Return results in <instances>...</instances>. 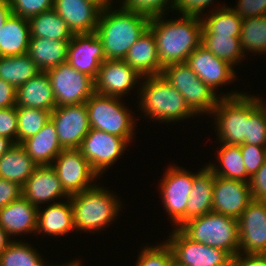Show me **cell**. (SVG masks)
Segmentation results:
<instances>
[{"mask_svg": "<svg viewBox=\"0 0 266 266\" xmlns=\"http://www.w3.org/2000/svg\"><path fill=\"white\" fill-rule=\"evenodd\" d=\"M166 15L150 19L149 29L155 36L157 54L162 67L186 62L188 56L201 45L202 22L198 16L179 14L167 19ZM180 16V17H179Z\"/></svg>", "mask_w": 266, "mask_h": 266, "instance_id": "1", "label": "cell"}, {"mask_svg": "<svg viewBox=\"0 0 266 266\" xmlns=\"http://www.w3.org/2000/svg\"><path fill=\"white\" fill-rule=\"evenodd\" d=\"M101 11L95 33L106 59L123 60L130 47L149 28L150 18L122 7Z\"/></svg>", "mask_w": 266, "mask_h": 266, "instance_id": "2", "label": "cell"}, {"mask_svg": "<svg viewBox=\"0 0 266 266\" xmlns=\"http://www.w3.org/2000/svg\"><path fill=\"white\" fill-rule=\"evenodd\" d=\"M137 90V103L142 115L165 124L184 121L197 116L186 104L184 97L163 76L142 77ZM140 91V92H139Z\"/></svg>", "mask_w": 266, "mask_h": 266, "instance_id": "3", "label": "cell"}, {"mask_svg": "<svg viewBox=\"0 0 266 266\" xmlns=\"http://www.w3.org/2000/svg\"><path fill=\"white\" fill-rule=\"evenodd\" d=\"M75 232H102L122 211V201L97 183L94 187L70 197Z\"/></svg>", "mask_w": 266, "mask_h": 266, "instance_id": "4", "label": "cell"}, {"mask_svg": "<svg viewBox=\"0 0 266 266\" xmlns=\"http://www.w3.org/2000/svg\"><path fill=\"white\" fill-rule=\"evenodd\" d=\"M161 75L185 99L189 108L197 115H211L221 97H235L243 92L215 93L199 79L186 62L169 64L162 68Z\"/></svg>", "mask_w": 266, "mask_h": 266, "instance_id": "5", "label": "cell"}, {"mask_svg": "<svg viewBox=\"0 0 266 266\" xmlns=\"http://www.w3.org/2000/svg\"><path fill=\"white\" fill-rule=\"evenodd\" d=\"M191 240L228 252L234 259L239 255L238 220L209 212L189 220L179 228Z\"/></svg>", "mask_w": 266, "mask_h": 266, "instance_id": "6", "label": "cell"}, {"mask_svg": "<svg viewBox=\"0 0 266 266\" xmlns=\"http://www.w3.org/2000/svg\"><path fill=\"white\" fill-rule=\"evenodd\" d=\"M123 98L102 95L94 92L85 102L90 128L105 131L111 135L125 138L129 143L136 137L134 115L126 107ZM136 119V120H135Z\"/></svg>", "mask_w": 266, "mask_h": 266, "instance_id": "7", "label": "cell"}, {"mask_svg": "<svg viewBox=\"0 0 266 266\" xmlns=\"http://www.w3.org/2000/svg\"><path fill=\"white\" fill-rule=\"evenodd\" d=\"M210 116L219 144H243L248 138V93L221 97Z\"/></svg>", "mask_w": 266, "mask_h": 266, "instance_id": "8", "label": "cell"}, {"mask_svg": "<svg viewBox=\"0 0 266 266\" xmlns=\"http://www.w3.org/2000/svg\"><path fill=\"white\" fill-rule=\"evenodd\" d=\"M169 234L165 242L171 249L175 266H229L234 261L228 252L195 242L179 228H172Z\"/></svg>", "mask_w": 266, "mask_h": 266, "instance_id": "9", "label": "cell"}, {"mask_svg": "<svg viewBox=\"0 0 266 266\" xmlns=\"http://www.w3.org/2000/svg\"><path fill=\"white\" fill-rule=\"evenodd\" d=\"M159 188L163 208L168 212L173 228H180L186 223V205L193 187V173L185 168L170 164L163 172Z\"/></svg>", "mask_w": 266, "mask_h": 266, "instance_id": "10", "label": "cell"}, {"mask_svg": "<svg viewBox=\"0 0 266 266\" xmlns=\"http://www.w3.org/2000/svg\"><path fill=\"white\" fill-rule=\"evenodd\" d=\"M54 92L56 107L85 103L95 92V81L68 62L45 71Z\"/></svg>", "mask_w": 266, "mask_h": 266, "instance_id": "11", "label": "cell"}, {"mask_svg": "<svg viewBox=\"0 0 266 266\" xmlns=\"http://www.w3.org/2000/svg\"><path fill=\"white\" fill-rule=\"evenodd\" d=\"M51 166L69 196L94 187L100 179L78 148L63 149Z\"/></svg>", "mask_w": 266, "mask_h": 266, "instance_id": "12", "label": "cell"}, {"mask_svg": "<svg viewBox=\"0 0 266 266\" xmlns=\"http://www.w3.org/2000/svg\"><path fill=\"white\" fill-rule=\"evenodd\" d=\"M129 145L125 138L90 128L78 149L92 169L102 177L105 170H109L118 159L120 160Z\"/></svg>", "mask_w": 266, "mask_h": 266, "instance_id": "13", "label": "cell"}, {"mask_svg": "<svg viewBox=\"0 0 266 266\" xmlns=\"http://www.w3.org/2000/svg\"><path fill=\"white\" fill-rule=\"evenodd\" d=\"M50 120L64 149L79 148L90 130L86 103L56 107L50 114Z\"/></svg>", "mask_w": 266, "mask_h": 266, "instance_id": "14", "label": "cell"}, {"mask_svg": "<svg viewBox=\"0 0 266 266\" xmlns=\"http://www.w3.org/2000/svg\"><path fill=\"white\" fill-rule=\"evenodd\" d=\"M237 220L239 254L256 255L266 250V201L252 200Z\"/></svg>", "mask_w": 266, "mask_h": 266, "instance_id": "15", "label": "cell"}, {"mask_svg": "<svg viewBox=\"0 0 266 266\" xmlns=\"http://www.w3.org/2000/svg\"><path fill=\"white\" fill-rule=\"evenodd\" d=\"M141 79L142 76L124 60L106 59L101 63L98 75L94 80L95 92L125 98V95L132 93L133 88H137V84L139 89Z\"/></svg>", "mask_w": 266, "mask_h": 266, "instance_id": "16", "label": "cell"}, {"mask_svg": "<svg viewBox=\"0 0 266 266\" xmlns=\"http://www.w3.org/2000/svg\"><path fill=\"white\" fill-rule=\"evenodd\" d=\"M253 200L249 182L215 175L212 211L238 219Z\"/></svg>", "mask_w": 266, "mask_h": 266, "instance_id": "17", "label": "cell"}, {"mask_svg": "<svg viewBox=\"0 0 266 266\" xmlns=\"http://www.w3.org/2000/svg\"><path fill=\"white\" fill-rule=\"evenodd\" d=\"M186 63L195 72L201 81L208 85L215 93L223 85H230L237 80L234 68L227 62L219 59L204 46H198L189 56Z\"/></svg>", "mask_w": 266, "mask_h": 266, "instance_id": "18", "label": "cell"}, {"mask_svg": "<svg viewBox=\"0 0 266 266\" xmlns=\"http://www.w3.org/2000/svg\"><path fill=\"white\" fill-rule=\"evenodd\" d=\"M105 60L102 42L95 32L73 34L68 45L67 62L74 69L95 80Z\"/></svg>", "mask_w": 266, "mask_h": 266, "instance_id": "19", "label": "cell"}, {"mask_svg": "<svg viewBox=\"0 0 266 266\" xmlns=\"http://www.w3.org/2000/svg\"><path fill=\"white\" fill-rule=\"evenodd\" d=\"M22 196L35 207L61 202L70 196L63 189L55 169L51 165L38 166L22 186ZM61 198V199H60Z\"/></svg>", "mask_w": 266, "mask_h": 266, "instance_id": "20", "label": "cell"}, {"mask_svg": "<svg viewBox=\"0 0 266 266\" xmlns=\"http://www.w3.org/2000/svg\"><path fill=\"white\" fill-rule=\"evenodd\" d=\"M53 10L73 34L95 32L101 10L87 0H54Z\"/></svg>", "mask_w": 266, "mask_h": 266, "instance_id": "21", "label": "cell"}, {"mask_svg": "<svg viewBox=\"0 0 266 266\" xmlns=\"http://www.w3.org/2000/svg\"><path fill=\"white\" fill-rule=\"evenodd\" d=\"M37 220L38 208L23 196L0 209V227L11 239L36 234Z\"/></svg>", "mask_w": 266, "mask_h": 266, "instance_id": "22", "label": "cell"}, {"mask_svg": "<svg viewBox=\"0 0 266 266\" xmlns=\"http://www.w3.org/2000/svg\"><path fill=\"white\" fill-rule=\"evenodd\" d=\"M74 230L70 198L38 208L37 236L47 234L58 238L70 232L74 233Z\"/></svg>", "mask_w": 266, "mask_h": 266, "instance_id": "23", "label": "cell"}, {"mask_svg": "<svg viewBox=\"0 0 266 266\" xmlns=\"http://www.w3.org/2000/svg\"><path fill=\"white\" fill-rule=\"evenodd\" d=\"M123 60L142 77L161 74L163 67L159 62L156 39L149 28L130 47Z\"/></svg>", "mask_w": 266, "mask_h": 266, "instance_id": "24", "label": "cell"}, {"mask_svg": "<svg viewBox=\"0 0 266 266\" xmlns=\"http://www.w3.org/2000/svg\"><path fill=\"white\" fill-rule=\"evenodd\" d=\"M16 107H29L52 112L56 108L54 92L46 72H40L17 87Z\"/></svg>", "mask_w": 266, "mask_h": 266, "instance_id": "25", "label": "cell"}, {"mask_svg": "<svg viewBox=\"0 0 266 266\" xmlns=\"http://www.w3.org/2000/svg\"><path fill=\"white\" fill-rule=\"evenodd\" d=\"M21 145L38 166L52 165L64 149L60 145L55 125L51 120L37 134L24 140Z\"/></svg>", "mask_w": 266, "mask_h": 266, "instance_id": "26", "label": "cell"}, {"mask_svg": "<svg viewBox=\"0 0 266 266\" xmlns=\"http://www.w3.org/2000/svg\"><path fill=\"white\" fill-rule=\"evenodd\" d=\"M200 169L197 173L193 172V187L186 205V222L212 211L215 175L207 165Z\"/></svg>", "mask_w": 266, "mask_h": 266, "instance_id": "27", "label": "cell"}, {"mask_svg": "<svg viewBox=\"0 0 266 266\" xmlns=\"http://www.w3.org/2000/svg\"><path fill=\"white\" fill-rule=\"evenodd\" d=\"M30 37L28 19L11 14L0 30V57L26 54Z\"/></svg>", "mask_w": 266, "mask_h": 266, "instance_id": "28", "label": "cell"}, {"mask_svg": "<svg viewBox=\"0 0 266 266\" xmlns=\"http://www.w3.org/2000/svg\"><path fill=\"white\" fill-rule=\"evenodd\" d=\"M70 41L30 37L27 54L38 68L45 72L61 63L67 62Z\"/></svg>", "mask_w": 266, "mask_h": 266, "instance_id": "29", "label": "cell"}, {"mask_svg": "<svg viewBox=\"0 0 266 266\" xmlns=\"http://www.w3.org/2000/svg\"><path fill=\"white\" fill-rule=\"evenodd\" d=\"M38 168L21 144L15 143L0 158V178L23 186L26 180Z\"/></svg>", "mask_w": 266, "mask_h": 266, "instance_id": "30", "label": "cell"}, {"mask_svg": "<svg viewBox=\"0 0 266 266\" xmlns=\"http://www.w3.org/2000/svg\"><path fill=\"white\" fill-rule=\"evenodd\" d=\"M208 8L200 17L202 22V35H230L240 36L243 19L227 5ZM226 6V7H225ZM210 13V14H209Z\"/></svg>", "mask_w": 266, "mask_h": 266, "instance_id": "31", "label": "cell"}, {"mask_svg": "<svg viewBox=\"0 0 266 266\" xmlns=\"http://www.w3.org/2000/svg\"><path fill=\"white\" fill-rule=\"evenodd\" d=\"M220 150L217 152L216 160L219 164L216 165L214 161L208 162L207 167L214 173L226 179L240 180L247 182V173L241 153L240 145L235 144H220Z\"/></svg>", "mask_w": 266, "mask_h": 266, "instance_id": "32", "label": "cell"}, {"mask_svg": "<svg viewBox=\"0 0 266 266\" xmlns=\"http://www.w3.org/2000/svg\"><path fill=\"white\" fill-rule=\"evenodd\" d=\"M28 21L31 37L59 41L71 40L73 36L66 22L53 9L33 16Z\"/></svg>", "mask_w": 266, "mask_h": 266, "instance_id": "33", "label": "cell"}, {"mask_svg": "<svg viewBox=\"0 0 266 266\" xmlns=\"http://www.w3.org/2000/svg\"><path fill=\"white\" fill-rule=\"evenodd\" d=\"M42 72L26 53L0 57V78L16 88Z\"/></svg>", "mask_w": 266, "mask_h": 266, "instance_id": "34", "label": "cell"}, {"mask_svg": "<svg viewBox=\"0 0 266 266\" xmlns=\"http://www.w3.org/2000/svg\"><path fill=\"white\" fill-rule=\"evenodd\" d=\"M239 37L230 35H202L201 45L219 59L235 68L241 63L240 61L246 60Z\"/></svg>", "mask_w": 266, "mask_h": 266, "instance_id": "35", "label": "cell"}, {"mask_svg": "<svg viewBox=\"0 0 266 266\" xmlns=\"http://www.w3.org/2000/svg\"><path fill=\"white\" fill-rule=\"evenodd\" d=\"M20 240V241H19ZM13 240L0 254V266H58L48 264L43 260L42 254L38 252L34 245L21 239Z\"/></svg>", "mask_w": 266, "mask_h": 266, "instance_id": "36", "label": "cell"}, {"mask_svg": "<svg viewBox=\"0 0 266 266\" xmlns=\"http://www.w3.org/2000/svg\"><path fill=\"white\" fill-rule=\"evenodd\" d=\"M239 38L245 56L266 55V15L243 19Z\"/></svg>", "mask_w": 266, "mask_h": 266, "instance_id": "37", "label": "cell"}, {"mask_svg": "<svg viewBox=\"0 0 266 266\" xmlns=\"http://www.w3.org/2000/svg\"><path fill=\"white\" fill-rule=\"evenodd\" d=\"M16 111L18 120V144L37 134L50 120L51 112L43 109L16 107Z\"/></svg>", "mask_w": 266, "mask_h": 266, "instance_id": "38", "label": "cell"}, {"mask_svg": "<svg viewBox=\"0 0 266 266\" xmlns=\"http://www.w3.org/2000/svg\"><path fill=\"white\" fill-rule=\"evenodd\" d=\"M243 144L266 146V116L252 94H248V138Z\"/></svg>", "mask_w": 266, "mask_h": 266, "instance_id": "39", "label": "cell"}, {"mask_svg": "<svg viewBox=\"0 0 266 266\" xmlns=\"http://www.w3.org/2000/svg\"><path fill=\"white\" fill-rule=\"evenodd\" d=\"M119 4L125 10L142 14L151 19L167 15L169 10L173 12L174 0H121Z\"/></svg>", "mask_w": 266, "mask_h": 266, "instance_id": "40", "label": "cell"}, {"mask_svg": "<svg viewBox=\"0 0 266 266\" xmlns=\"http://www.w3.org/2000/svg\"><path fill=\"white\" fill-rule=\"evenodd\" d=\"M146 245L138 253L134 266H175L171 249L164 240L157 245Z\"/></svg>", "mask_w": 266, "mask_h": 266, "instance_id": "41", "label": "cell"}, {"mask_svg": "<svg viewBox=\"0 0 266 266\" xmlns=\"http://www.w3.org/2000/svg\"><path fill=\"white\" fill-rule=\"evenodd\" d=\"M12 14L29 19L53 9L54 0H9Z\"/></svg>", "mask_w": 266, "mask_h": 266, "instance_id": "42", "label": "cell"}, {"mask_svg": "<svg viewBox=\"0 0 266 266\" xmlns=\"http://www.w3.org/2000/svg\"><path fill=\"white\" fill-rule=\"evenodd\" d=\"M240 149L249 182L266 161V146L240 144Z\"/></svg>", "mask_w": 266, "mask_h": 266, "instance_id": "43", "label": "cell"}, {"mask_svg": "<svg viewBox=\"0 0 266 266\" xmlns=\"http://www.w3.org/2000/svg\"><path fill=\"white\" fill-rule=\"evenodd\" d=\"M18 120L16 106L0 109V137L17 143Z\"/></svg>", "mask_w": 266, "mask_h": 266, "instance_id": "44", "label": "cell"}, {"mask_svg": "<svg viewBox=\"0 0 266 266\" xmlns=\"http://www.w3.org/2000/svg\"><path fill=\"white\" fill-rule=\"evenodd\" d=\"M235 14L242 18L266 15V0H238L235 7H230Z\"/></svg>", "mask_w": 266, "mask_h": 266, "instance_id": "45", "label": "cell"}, {"mask_svg": "<svg viewBox=\"0 0 266 266\" xmlns=\"http://www.w3.org/2000/svg\"><path fill=\"white\" fill-rule=\"evenodd\" d=\"M215 2L214 0H174L173 10L182 15L203 16V13Z\"/></svg>", "mask_w": 266, "mask_h": 266, "instance_id": "46", "label": "cell"}, {"mask_svg": "<svg viewBox=\"0 0 266 266\" xmlns=\"http://www.w3.org/2000/svg\"><path fill=\"white\" fill-rule=\"evenodd\" d=\"M22 196V186L0 178V209Z\"/></svg>", "mask_w": 266, "mask_h": 266, "instance_id": "47", "label": "cell"}, {"mask_svg": "<svg viewBox=\"0 0 266 266\" xmlns=\"http://www.w3.org/2000/svg\"><path fill=\"white\" fill-rule=\"evenodd\" d=\"M253 200L266 201V161L249 181Z\"/></svg>", "mask_w": 266, "mask_h": 266, "instance_id": "48", "label": "cell"}, {"mask_svg": "<svg viewBox=\"0 0 266 266\" xmlns=\"http://www.w3.org/2000/svg\"><path fill=\"white\" fill-rule=\"evenodd\" d=\"M17 88L0 78V109L16 106Z\"/></svg>", "mask_w": 266, "mask_h": 266, "instance_id": "49", "label": "cell"}, {"mask_svg": "<svg viewBox=\"0 0 266 266\" xmlns=\"http://www.w3.org/2000/svg\"><path fill=\"white\" fill-rule=\"evenodd\" d=\"M234 260L240 266H266V260L261 254H239Z\"/></svg>", "mask_w": 266, "mask_h": 266, "instance_id": "50", "label": "cell"}, {"mask_svg": "<svg viewBox=\"0 0 266 266\" xmlns=\"http://www.w3.org/2000/svg\"><path fill=\"white\" fill-rule=\"evenodd\" d=\"M11 14L12 10L9 0H0V30Z\"/></svg>", "mask_w": 266, "mask_h": 266, "instance_id": "51", "label": "cell"}, {"mask_svg": "<svg viewBox=\"0 0 266 266\" xmlns=\"http://www.w3.org/2000/svg\"><path fill=\"white\" fill-rule=\"evenodd\" d=\"M15 143L9 138L0 137V158L14 145Z\"/></svg>", "mask_w": 266, "mask_h": 266, "instance_id": "52", "label": "cell"}, {"mask_svg": "<svg viewBox=\"0 0 266 266\" xmlns=\"http://www.w3.org/2000/svg\"><path fill=\"white\" fill-rule=\"evenodd\" d=\"M11 241V237H9L6 232L0 227V254L6 249Z\"/></svg>", "mask_w": 266, "mask_h": 266, "instance_id": "53", "label": "cell"}, {"mask_svg": "<svg viewBox=\"0 0 266 266\" xmlns=\"http://www.w3.org/2000/svg\"><path fill=\"white\" fill-rule=\"evenodd\" d=\"M94 5H96L101 11L106 10L107 8L113 7V0H87Z\"/></svg>", "mask_w": 266, "mask_h": 266, "instance_id": "54", "label": "cell"}, {"mask_svg": "<svg viewBox=\"0 0 266 266\" xmlns=\"http://www.w3.org/2000/svg\"><path fill=\"white\" fill-rule=\"evenodd\" d=\"M252 97L255 99L257 105H258V108L264 113V115L266 116V99H264V97H259L258 95L257 96H253Z\"/></svg>", "mask_w": 266, "mask_h": 266, "instance_id": "55", "label": "cell"}, {"mask_svg": "<svg viewBox=\"0 0 266 266\" xmlns=\"http://www.w3.org/2000/svg\"><path fill=\"white\" fill-rule=\"evenodd\" d=\"M76 260H74L73 259V261H71L70 262V260L69 261H67L66 263H62L61 265H59L58 264V266H83L82 264L83 263H81L82 261L80 260V259H78V258H75Z\"/></svg>", "mask_w": 266, "mask_h": 266, "instance_id": "56", "label": "cell"}, {"mask_svg": "<svg viewBox=\"0 0 266 266\" xmlns=\"http://www.w3.org/2000/svg\"><path fill=\"white\" fill-rule=\"evenodd\" d=\"M229 266H240L235 260Z\"/></svg>", "mask_w": 266, "mask_h": 266, "instance_id": "57", "label": "cell"}, {"mask_svg": "<svg viewBox=\"0 0 266 266\" xmlns=\"http://www.w3.org/2000/svg\"><path fill=\"white\" fill-rule=\"evenodd\" d=\"M262 257L266 260V250L261 253Z\"/></svg>", "mask_w": 266, "mask_h": 266, "instance_id": "58", "label": "cell"}]
</instances>
